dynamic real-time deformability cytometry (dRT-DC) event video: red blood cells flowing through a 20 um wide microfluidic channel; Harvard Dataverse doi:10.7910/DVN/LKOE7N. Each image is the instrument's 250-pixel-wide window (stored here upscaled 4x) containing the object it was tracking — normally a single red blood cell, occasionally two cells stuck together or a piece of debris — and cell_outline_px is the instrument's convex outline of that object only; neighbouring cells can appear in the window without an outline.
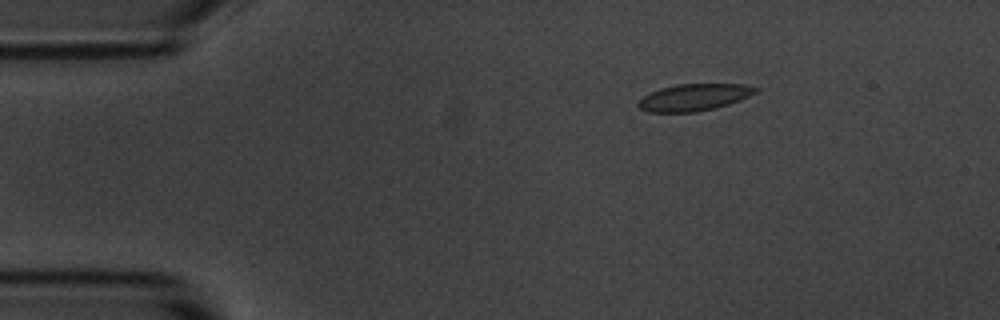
{"species": "common noctule bat (a hibernating species)", "species_latin": "Nyctalus noctula", "temperature_condition": "room temperature", "stored_images_in_passage": 5, "camera_frame_rate_fps": 3000, "um_per_image_px": 0.085, "animal": {"sex": "male", "body_mass_g": 20.1, "forearm_length_mm": 53.5}, "frame": {"image": 1, "passage_image": 3, "time_ms": 0.667, "image_size_px": [1000, 320], "cell_outline_px": [[760, 88], [756, 92], [740, 100], [716, 108], [696, 112], [648, 112], [640, 108], [636, 104], [644, 96], [660, 88], [676, 84], [744, 84]], "centroid_in_image_um": [59.0, 8.27], "position_along_channel_um": 26.0, "area_um2": 18.32}}